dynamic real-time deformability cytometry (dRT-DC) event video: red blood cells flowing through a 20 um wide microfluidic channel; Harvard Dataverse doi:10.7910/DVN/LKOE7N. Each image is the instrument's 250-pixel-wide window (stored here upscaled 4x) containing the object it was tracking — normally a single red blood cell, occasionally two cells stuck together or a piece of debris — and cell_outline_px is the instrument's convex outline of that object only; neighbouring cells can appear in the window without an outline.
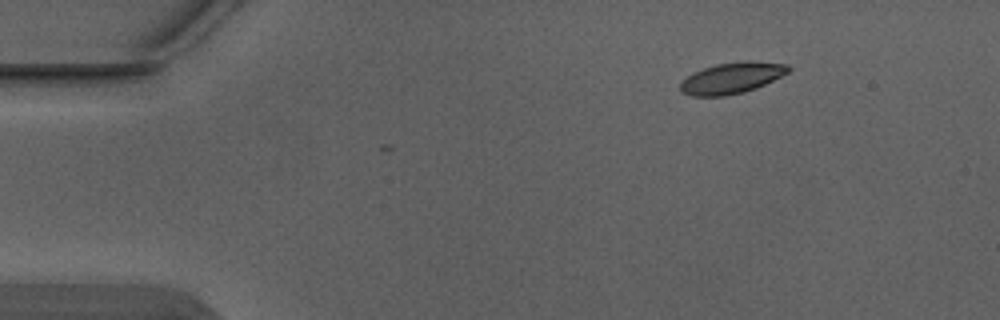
{"species": "Egyptian fruit bat (a non-hibernating species)", "species_latin": "Rousettus aegyptiacus", "temperature_condition": "warm", "stored_images_in_passage": 5, "camera_frame_rate_fps": 3000, "um_per_image_px": 0.085, "animal": {"sex": "male"}, "frame": {"image": 1, "passage_image": 3, "time_ms": 0.667, "image_size_px": [1000, 320], "cell_outline_px": [[792, 68], [788, 72], [756, 88], [744, 92], [724, 96], [692, 96], [680, 92], [680, 84], [692, 72], [716, 64], [744, 60], [752, 60], [788, 64]], "centroid_in_image_um": [62.2, 6.62], "position_along_channel_um": 22.8, "area_um2": 19.65}}
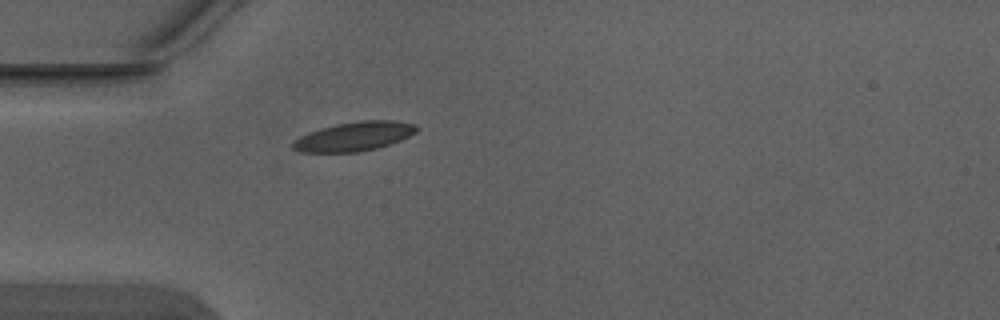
{"frame": {"image": 2, "passage_image": 5, "time_ms": 1.333, "image_size_px": [1000, 320], "cell_outline_px": [[420, 128], [416, 132], [400, 140], [376, 148], [356, 152], [300, 152], [292, 148], [292, 144], [300, 136], [308, 132], [320, 128], [336, 124], [360, 120], [396, 120], [416, 124]], "centroid_in_image_um": [30.12, 11.58], "position_along_channel_um": 54.9, "area_um2": 20.98}}